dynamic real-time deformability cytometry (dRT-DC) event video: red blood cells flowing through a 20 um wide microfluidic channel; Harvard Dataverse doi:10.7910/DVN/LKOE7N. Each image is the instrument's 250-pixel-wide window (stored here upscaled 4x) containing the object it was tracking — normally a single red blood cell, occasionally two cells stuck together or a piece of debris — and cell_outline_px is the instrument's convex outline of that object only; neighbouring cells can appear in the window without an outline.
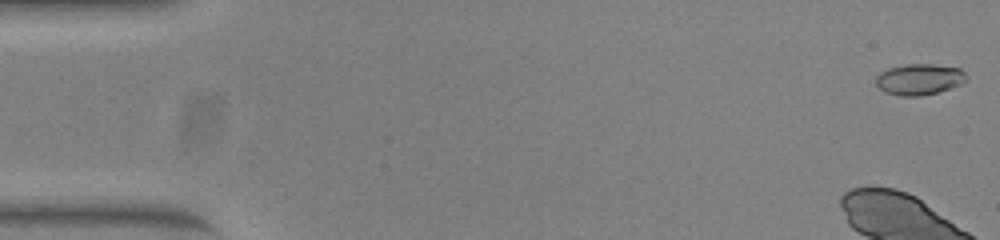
{"species": "common noctule bat (a hibernating species)", "species_latin": "Nyctalus noctula", "temperature_condition": "warm", "stored_images_in_passage": 19, "camera_frame_rate_fps": 3000, "um_per_image_px": 0.085, "animal": {"sex": "female", "body_mass_g": 23.0, "forearm_length_mm": 53.4}, "frame": {"image": 1, "passage_image": 1, "time_ms": 0.0, "image_size_px": [1000, 240], "cell_outline_px": [[968, 80], [960, 84], [940, 92], [920, 96], [900, 96], [884, 92], [876, 84], [876, 76], [880, 72], [888, 68], [908, 64], [932, 64], [960, 68], [968, 76]], "centroid_in_image_um": [78.16, 6.75], "position_along_channel_um": 6.8, "area_um2": 16.53}}